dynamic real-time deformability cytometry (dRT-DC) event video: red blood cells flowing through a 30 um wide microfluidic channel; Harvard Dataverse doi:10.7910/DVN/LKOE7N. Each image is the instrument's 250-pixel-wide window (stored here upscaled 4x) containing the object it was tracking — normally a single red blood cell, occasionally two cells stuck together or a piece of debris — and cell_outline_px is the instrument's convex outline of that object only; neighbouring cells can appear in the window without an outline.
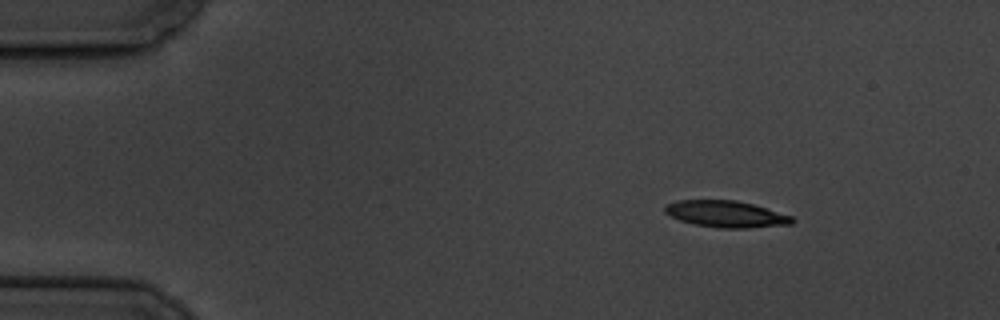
{"species": "common noctule bat (a hibernating species)", "species_latin": "Nyctalus noctula", "temperature_condition": "cold", "stored_images_in_passage": 50, "camera_frame_rate_fps": 3000, "um_per_image_px": 0.085, "animal": {"sex": "male", "body_mass_g": 19.5, "forearm_length_mm": 54.6}, "frame": {"image": 1, "passage_image": 1, "time_ms": 0.0, "image_size_px": [1000, 320], "cell_outline_px": [[796, 220], [792, 224], [748, 228], [720, 228], [692, 224], [680, 220], [664, 212], [664, 208], [668, 204], [676, 200], [736, 200], [752, 204], [792, 216]], "centroid_in_image_um": [61.72, 18.2], "position_along_channel_um": 23.3, "area_um2": 19.65}}
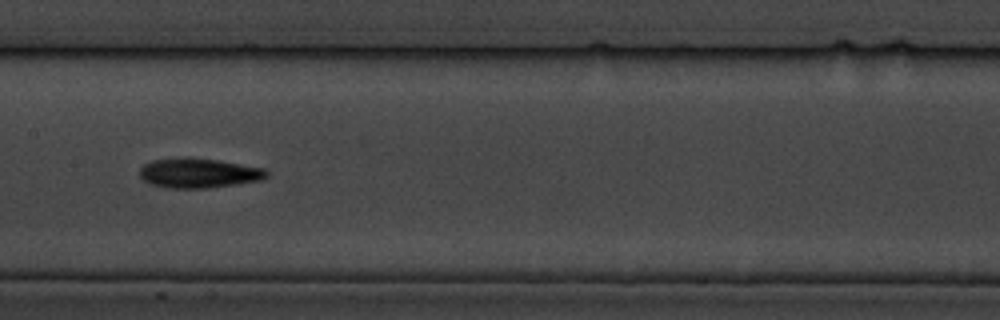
{"frame": {"image": 2, "passage_image": 22, "time_ms": 7.0, "image_size_px": [1000, 320], "cell_outline_px": [[268, 176], [264, 180], [208, 188], [168, 188], [152, 184], [144, 180], [140, 176], [140, 168], [144, 164], [152, 160], [184, 156], [188, 156], [216, 160], [264, 168], [268, 172]], "centroid_in_image_um": [16.89, 14.7], "position_along_channel_um": 190.5, "area_um2": 22.14}}
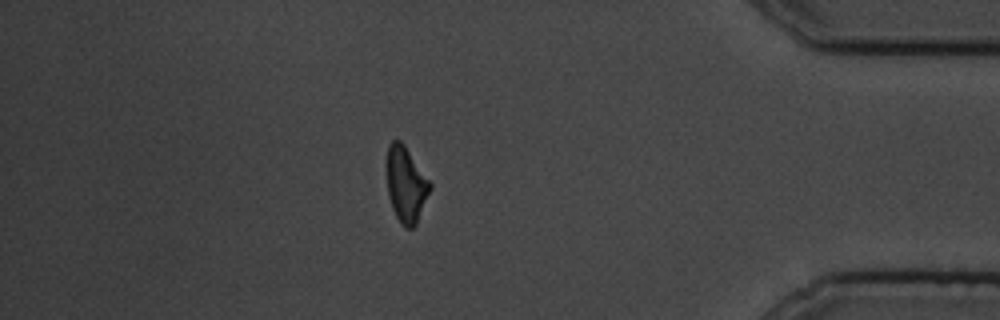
{"frame": {"image": 3, "passage_image": 43, "time_ms": 14.0, "image_size_px": [1000, 320], "cell_outline_px": [[432, 188], [416, 224], [412, 228], [404, 228], [400, 224], [392, 208], [388, 196], [384, 168], [384, 160], [388, 144], [392, 140], [400, 140], [404, 144], [432, 184]], "centroid_in_image_um": [34.45, 15.65], "position_along_channel_um": 400.7, "area_um2": 19.77}, "authors_computed_cell_mechanics": {"area_um2": 19.9121, "velocity_mm_per_s": 3.5053, "shape_relaxation_time_tau1_ms": 2.5916, "shape_relaxation_time_tau2_ms": 6.6344, "deformation_change_tau1": 0.1185, "deformation_change_tau2": 0.1698}}